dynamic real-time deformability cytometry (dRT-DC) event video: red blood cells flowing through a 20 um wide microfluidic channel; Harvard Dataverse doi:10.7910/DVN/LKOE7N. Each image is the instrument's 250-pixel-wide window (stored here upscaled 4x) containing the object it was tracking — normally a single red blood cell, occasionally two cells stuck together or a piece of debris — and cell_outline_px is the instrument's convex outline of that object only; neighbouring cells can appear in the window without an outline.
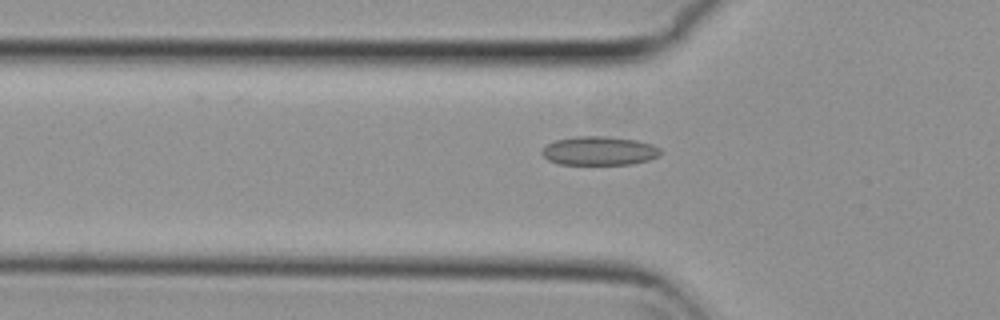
{"species": "common noctule bat (a hibernating species)", "species_latin": "Nyctalus noctula", "temperature_condition": "cold", "stored_images_in_passage": 34, "camera_frame_rate_fps": 3000, "um_per_image_px": 0.085, "animal": {"sex": "female", "body_mass_g": 29.2, "forearm_length_mm": 56.3}, "frame": {"image": 1, "passage_image": 4, "time_ms": 1.0, "image_size_px": [1000, 320], "cell_outline_px": [[664, 152], [648, 160], [632, 164], [560, 164], [548, 160], [540, 152], [548, 144], [556, 140], [576, 136], [608, 136], [636, 140], [652, 144], [660, 148]], "centroid_in_image_um": [50.95, 12.81], "position_along_channel_um": 74.8, "area_um2": 19.88}}
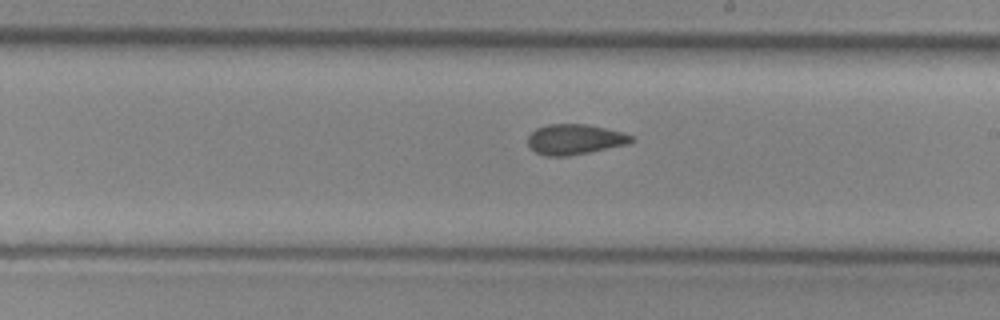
{"frame": {"image": 2, "passage_image": 17, "time_ms": 5.333, "image_size_px": [1000, 320], "cell_outline_px": [[636, 140], [628, 144], [568, 156], [544, 156], [536, 152], [528, 144], [528, 136], [536, 128], [548, 124], [588, 124], [624, 132], [632, 136]], "centroid_in_image_um": [48.88, 11.84], "position_along_channel_um": 240.1, "area_um2": 18.32}}
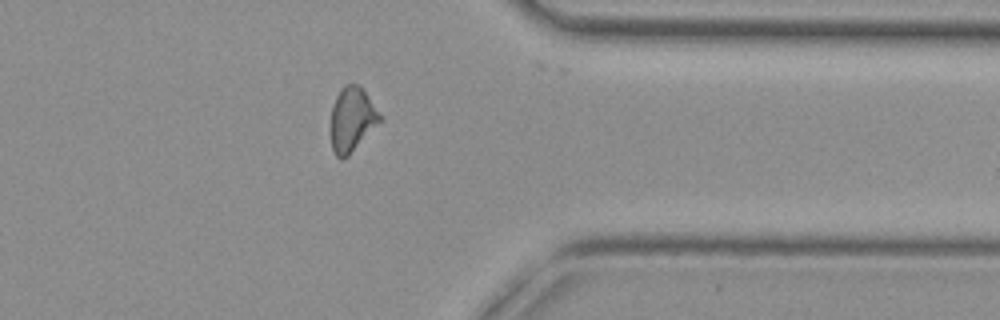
{"frame": {"image": 3, "passage_image": 29, "time_ms": 9.333, "image_size_px": [1000, 320], "cell_outline_px": [[384, 120], [348, 156], [340, 160], [336, 156], [332, 148], [328, 128], [332, 104], [340, 88], [344, 84], [360, 84], [364, 88], [384, 116]], "centroid_in_image_um": [29.93, 10.13], "position_along_channel_um": 381.5, "area_um2": 19.65}}